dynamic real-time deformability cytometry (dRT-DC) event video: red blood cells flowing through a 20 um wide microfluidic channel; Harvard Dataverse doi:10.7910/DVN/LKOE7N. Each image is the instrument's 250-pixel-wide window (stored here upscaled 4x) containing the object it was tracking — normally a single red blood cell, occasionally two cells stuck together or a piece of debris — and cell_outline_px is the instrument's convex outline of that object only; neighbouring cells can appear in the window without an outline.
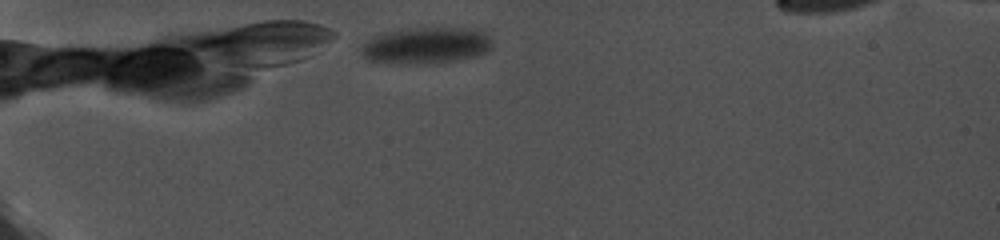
{"species": "common noctule bat (a hibernating species)", "species_latin": "Nyctalus noctula", "temperature_condition": "cold", "stored_images_in_passage": 5, "camera_frame_rate_fps": 5000, "um_per_image_px": 0.085, "animal": {"sex": "female", "body_mass_g": 19.0, "forearm_length_mm": 56.7}, "frame": {"image": 1, "passage_image": 1, "time_ms": 0.0, "image_size_px": [1000, 240], "cell_outline_px": [[492, 48], [488, 52], [476, 56], [436, 64], [392, 64], [368, 60], [360, 56], [360, 44], [372, 36], [380, 32], [408, 28], [476, 28], [484, 32], [492, 40]], "centroid_in_image_um": [36.16, 3.87], "position_along_channel_um": 48.8, "area_um2": 28.84}}